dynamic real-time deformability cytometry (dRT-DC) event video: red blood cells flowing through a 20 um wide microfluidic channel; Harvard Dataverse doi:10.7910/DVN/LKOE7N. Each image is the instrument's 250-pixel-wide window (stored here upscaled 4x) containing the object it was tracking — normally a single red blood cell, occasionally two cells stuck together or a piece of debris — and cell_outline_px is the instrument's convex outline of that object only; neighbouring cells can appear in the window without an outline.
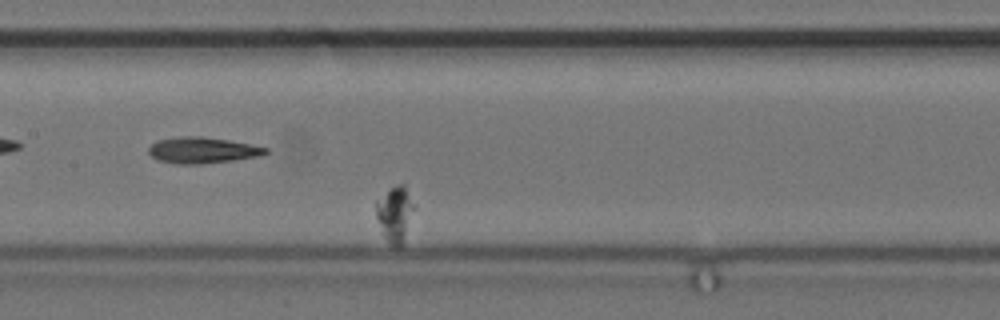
{"species": "common noctule bat (a hibernating species)", "species_latin": "Nyctalus noctula", "temperature_condition": "cold", "stored_images_in_passage": 8, "camera_frame_rate_fps": 3000, "um_per_image_px": 0.085, "animal": {"sex": "female", "body_mass_g": 24.6, "forearm_length_mm": 56.2}, "frame": {"image": 1, "passage_image": 8, "time_ms": 2.333, "image_size_px": [1000, 320], "cell_outline_px": [[416, 208], [400, 248], [396, 248], [388, 244], [384, 236], [376, 216], [376, 200], [388, 188], [396, 184], [404, 184], [416, 204]], "centroid_in_image_um": [33.59, 18.16], "position_along_channel_um": 173.8, "area_um2": 12.72}}